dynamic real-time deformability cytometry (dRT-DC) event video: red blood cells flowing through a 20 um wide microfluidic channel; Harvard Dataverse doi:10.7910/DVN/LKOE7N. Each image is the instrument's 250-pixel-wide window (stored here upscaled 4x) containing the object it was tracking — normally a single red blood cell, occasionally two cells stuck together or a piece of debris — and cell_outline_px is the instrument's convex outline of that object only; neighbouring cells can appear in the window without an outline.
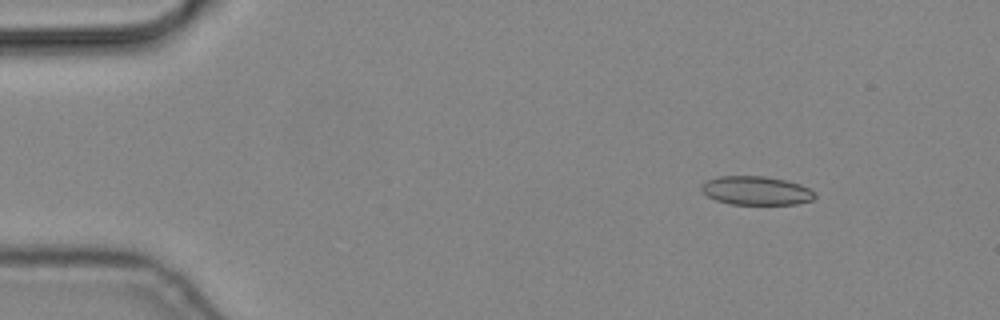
{"species": "common noctule bat (a hibernating species)", "species_latin": "Nyctalus noctula", "temperature_condition": "cold", "stored_images_in_passage": 4, "camera_frame_rate_fps": 3000, "um_per_image_px": 0.085, "animal": {"sex": "male", "body_mass_g": 19.2, "forearm_length_mm": 51.8}, "frame": {"image": 1, "passage_image": 2, "time_ms": 0.333, "image_size_px": [1000, 320], "cell_outline_px": [[816, 196], [812, 200], [796, 204], [728, 204], [716, 200], [708, 196], [700, 188], [708, 180], [716, 176], [764, 176], [784, 180], [800, 184], [816, 192]], "centroid_in_image_um": [64.29, 16.2], "position_along_channel_um": 20.7, "area_um2": 18.9}}
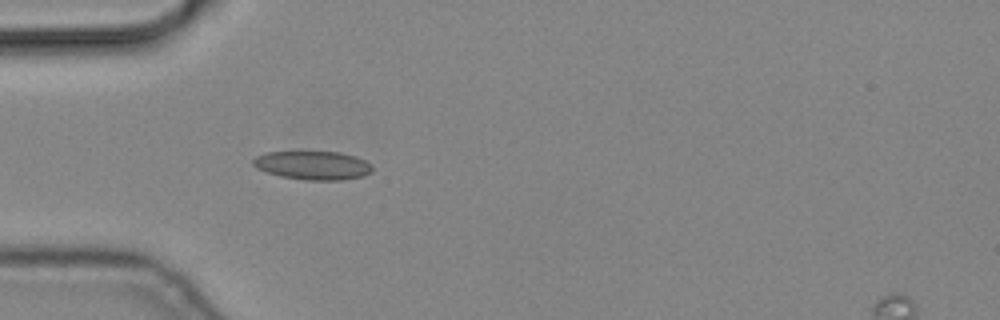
{"frame": {"image": 2, "passage_image": 4, "time_ms": 1.0, "image_size_px": [1000, 320], "cell_outline_px": [[372, 172], [364, 176], [340, 180], [304, 180], [280, 176], [256, 168], [252, 164], [252, 160], [256, 156], [268, 152], [340, 152], [356, 156], [372, 164]], "centroid_in_image_um": [26.61, 14.06], "position_along_channel_um": 58.4, "area_um2": 19.94}}